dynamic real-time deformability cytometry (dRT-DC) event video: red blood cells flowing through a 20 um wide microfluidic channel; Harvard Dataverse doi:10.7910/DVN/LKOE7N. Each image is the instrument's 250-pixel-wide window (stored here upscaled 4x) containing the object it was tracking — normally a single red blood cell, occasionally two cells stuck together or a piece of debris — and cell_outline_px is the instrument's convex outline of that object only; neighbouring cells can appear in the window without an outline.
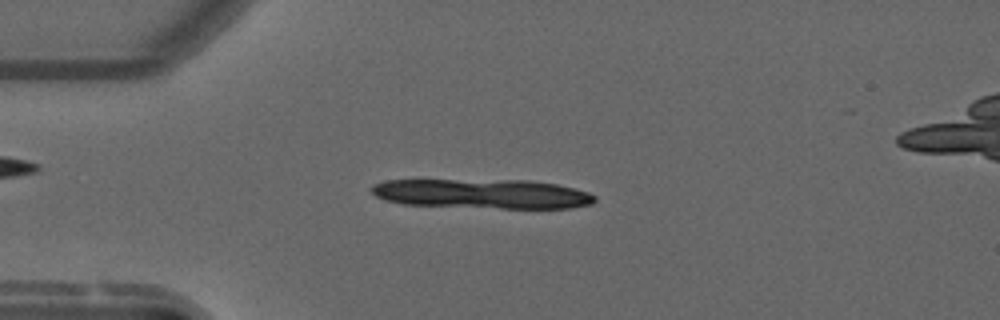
{"species": "common noctule bat (a hibernating species)", "species_latin": "Nyctalus noctula", "temperature_condition": "warm", "stored_images_in_passage": 52, "camera_frame_rate_fps": 3000, "um_per_image_px": 0.085, "animal": {"sex": "male", "forearm_length_mm": 52.5}, "frame": {"image": 1, "passage_image": 10, "time_ms": 3.0, "image_size_px": [1000, 320], "cell_outline_px": [[596, 200], [592, 204], [572, 208], [500, 208], [404, 204], [384, 200], [376, 196], [368, 188], [372, 184], [384, 180], [528, 180], [556, 184], [588, 192], [596, 196]], "centroid_in_image_um": [40.98, 16.47], "position_along_channel_um": 44.0, "area_um2": 38.49}}
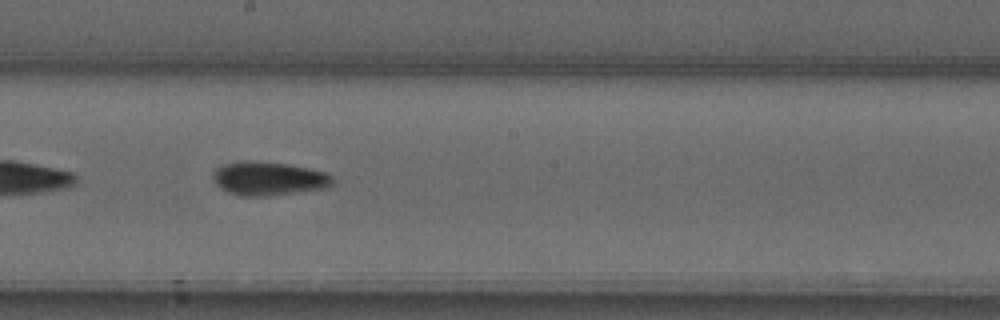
{"frame": {"image": 2, "passage_image": 27, "time_ms": 8.667, "image_size_px": [1000, 320], "cell_outline_px": [[336, 184], [328, 188], [268, 196], [240, 196], [228, 192], [220, 188], [216, 184], [212, 176], [212, 172], [216, 168], [224, 164], [244, 160], [248, 160], [288, 164], [328, 172], [336, 180]], "centroid_in_image_um": [22.88, 15.18], "position_along_channel_um": 225.3, "area_um2": 23.93}}
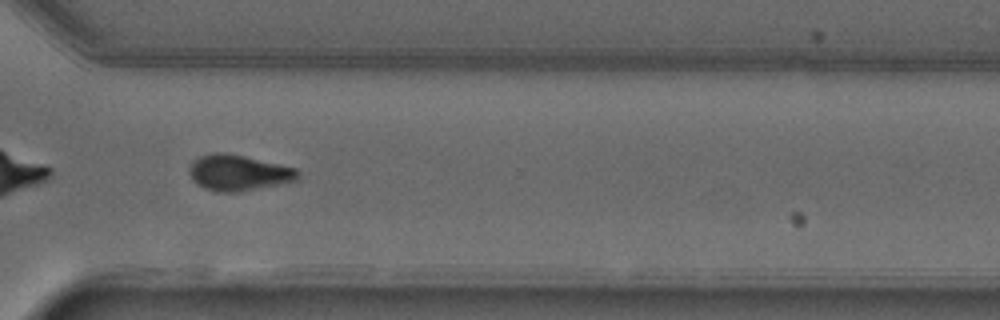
{"frame": {"image": 3, "passage_image": 37, "time_ms": 12.0, "image_size_px": [1000, 320], "cell_outline_px": [[300, 176], [296, 180], [280, 184], [240, 192], [216, 192], [204, 188], [188, 172], [188, 168], [200, 156], [212, 152], [224, 152], [244, 156], [296, 168], [300, 172]], "centroid_in_image_um": [20.3, 14.68], "position_along_channel_um": 350.3, "area_um2": 22.48}, "authors_computed_cell_mechanics": {"area_um2": 22.6287, "velocity_mm_per_s": 3.7481, "shape_relaxation_time_tau1_ms": 5.4814, "shape_relaxation_time_tau2_ms": 2.4626, "deformation_change_tau1": 0.1999, "deformation_change_tau2": 0.0748}}